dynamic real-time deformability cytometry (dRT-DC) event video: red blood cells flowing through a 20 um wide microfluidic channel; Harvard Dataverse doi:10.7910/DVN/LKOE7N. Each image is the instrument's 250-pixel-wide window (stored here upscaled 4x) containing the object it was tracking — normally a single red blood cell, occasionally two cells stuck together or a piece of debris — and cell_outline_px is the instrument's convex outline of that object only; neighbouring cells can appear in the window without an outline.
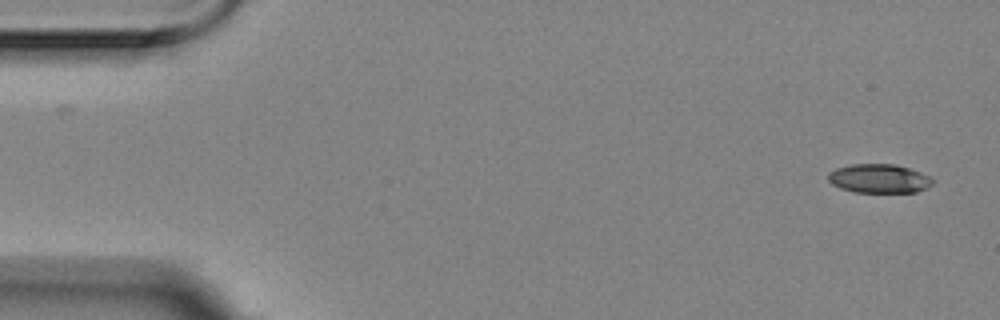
{"species": "Egyptian fruit bat (a non-hibernating species)", "species_latin": "Rousettus aegyptiacus", "temperature_condition": "room temperature", "stored_images_in_passage": 6, "segment_of_instrument_passage": [2, 2], "camera_frame_rate_fps": 3000, "um_per_image_px": 0.085, "animal": {"sex": "female"}, "frame": {"image": 1, "passage_image": 6, "time_ms": 1.667, "image_size_px": [1000, 320], "cell_outline_px": [[932, 184], [916, 192], [856, 192], [840, 188], [832, 184], [828, 180], [828, 172], [836, 168], [852, 164], [896, 164], [920, 172], [928, 176], [932, 180]], "centroid_in_image_um": [74.67, 15.17], "position_along_channel_um": 10.3, "area_um2": 17.46}}